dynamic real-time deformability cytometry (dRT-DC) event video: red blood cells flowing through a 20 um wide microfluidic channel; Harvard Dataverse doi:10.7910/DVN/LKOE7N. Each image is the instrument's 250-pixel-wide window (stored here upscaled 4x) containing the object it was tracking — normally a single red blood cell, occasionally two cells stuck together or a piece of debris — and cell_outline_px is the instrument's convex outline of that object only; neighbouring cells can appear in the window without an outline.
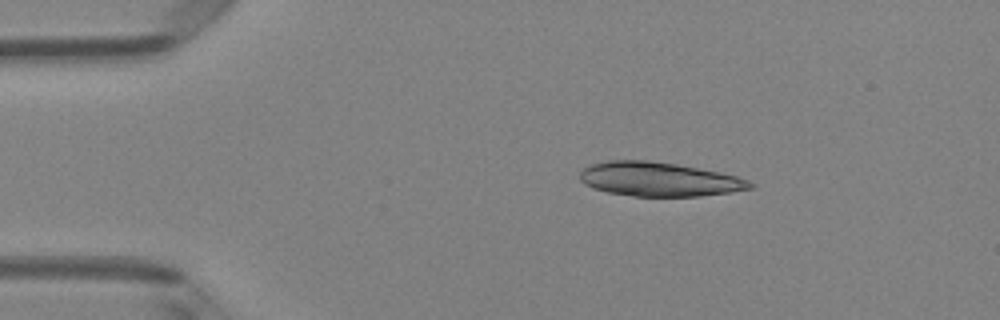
{"species": "Egyptian fruit bat (a non-hibernating species)", "species_latin": "Rousettus aegyptiacus", "temperature_condition": "room temperature", "stored_images_in_passage": 41, "camera_frame_rate_fps": 3000, "um_per_image_px": 0.085, "animal": {"sex": "female"}, "frame": {"image": 1, "passage_image": 1, "time_ms": 0.0, "image_size_px": [1000, 320], "cell_outline_px": [[756, 184], [752, 188], [728, 192], [700, 196], [632, 196], [608, 192], [592, 188], [584, 184], [580, 180], [580, 172], [588, 164], [608, 160], [648, 160], [676, 164], [720, 172], [736, 176], [748, 180]], "centroid_in_image_um": [55.98, 15.23], "position_along_channel_um": 29.0, "area_um2": 33.87}, "authors_computed_cell_mechanics": {"area_um2": 20.9814, "velocity_mm_per_s": 4.1346, "shape_relaxation_time_tau1_ms": 4.575, "shape_relaxation_time_tau2_ms": 2.658, "deformation_change_tau1": 0.1793, "deformation_change_tau2": 0.1254}}